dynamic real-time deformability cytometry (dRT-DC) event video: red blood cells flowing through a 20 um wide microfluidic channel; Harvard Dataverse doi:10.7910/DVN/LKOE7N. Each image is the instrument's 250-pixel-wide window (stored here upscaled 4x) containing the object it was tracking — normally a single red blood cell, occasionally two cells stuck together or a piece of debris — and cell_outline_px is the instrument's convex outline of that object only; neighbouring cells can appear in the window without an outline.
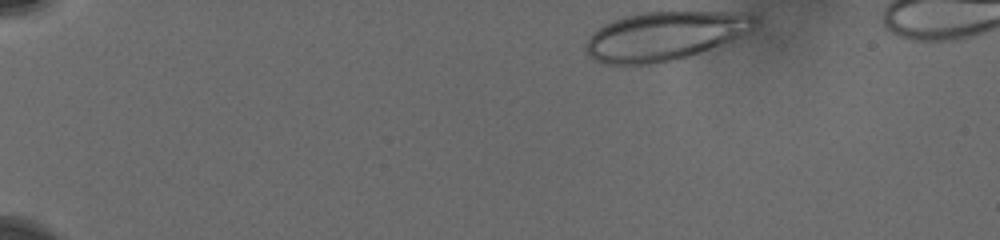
{"species": "human", "species_latin": "Homo sapiens", "temperature_condition": "cold", "stored_images_in_passage": 44, "camera_frame_rate_fps": 3000, "um_per_image_px": 0.085, "donor": {"sex": "male"}, "frame": {"image": 1, "passage_image": 1, "time_ms": 0.0, "image_size_px": [1000, 240], "cell_outline_px": [[756, 20], [752, 28], [748, 32], [724, 44], [688, 56], [672, 60], [652, 64], [604, 64], [588, 56], [584, 48], [588, 40], [604, 24], [612, 20], [624, 16], [644, 12], [744, 12], [756, 16]], "centroid_in_image_um": [56.51, 3.05], "position_along_channel_um": 28.5, "area_um2": 47.74}}